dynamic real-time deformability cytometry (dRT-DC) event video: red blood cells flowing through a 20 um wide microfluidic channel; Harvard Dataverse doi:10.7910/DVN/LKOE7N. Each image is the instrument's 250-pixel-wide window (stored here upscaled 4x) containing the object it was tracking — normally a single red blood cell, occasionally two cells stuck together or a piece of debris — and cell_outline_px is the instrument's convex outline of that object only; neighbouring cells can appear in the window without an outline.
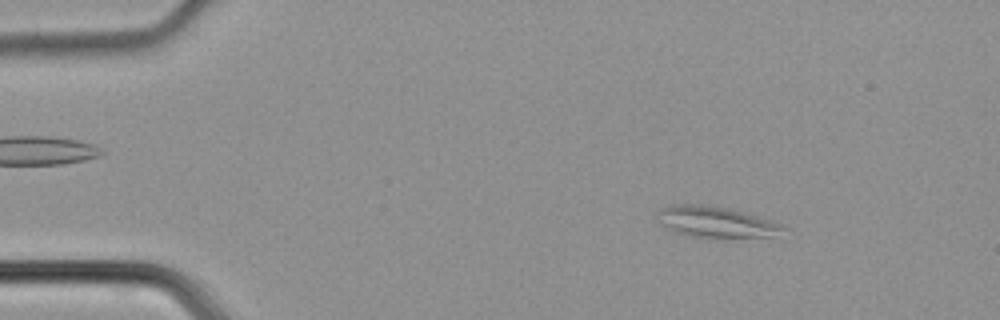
{"species": "common noctule bat (a hibernating species)", "species_latin": "Nyctalus noctula", "temperature_condition": "cold", "stored_images_in_passage": 47, "camera_frame_rate_fps": 3000, "um_per_image_px": 0.085, "animal": {"sex": "male", "body_mass_g": 21.5, "forearm_length_mm": 52.0}, "frame": {"image": 1, "passage_image": 7, "time_ms": 2.0, "image_size_px": [1000, 320], "cell_outline_px": [[784, 228], [772, 236], [696, 236], [672, 232], [660, 224], [656, 212], [660, 208], [672, 204], [692, 204], [724, 208], [744, 212], [780, 224]], "centroid_in_image_um": [60.7, 18.84], "position_along_channel_um": 24.3, "area_um2": 21.73}}
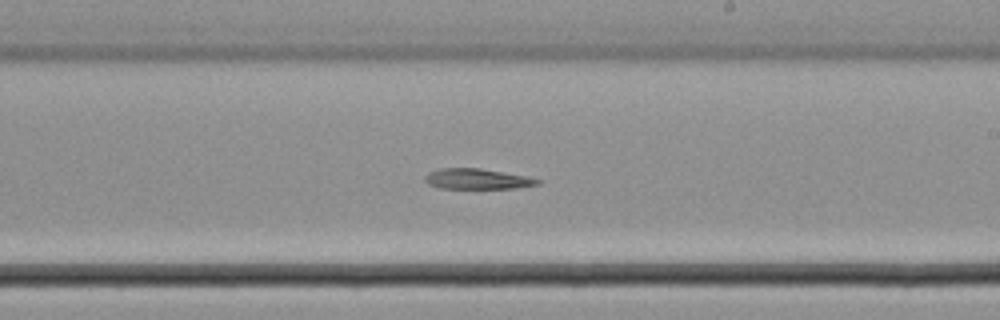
{"frame": {"image": 2, "passage_image": 28, "time_ms": 9.0, "image_size_px": [1000, 320], "cell_outline_px": [[544, 180], [540, 184], [516, 188], [440, 188], [428, 184], [424, 180], [424, 176], [428, 172], [440, 168], [480, 168], [524, 176]], "centroid_in_image_um": [40.54, 15.21], "position_along_channel_um": 248.5, "area_um2": 13.41}}
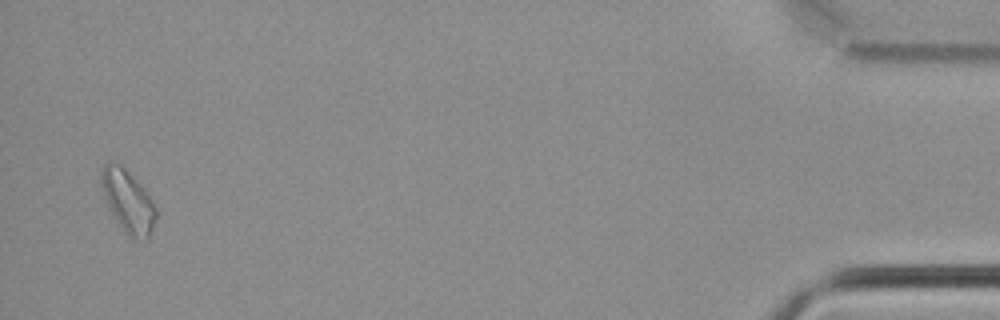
{"frame": {"image": 3, "passage_image": 46, "time_ms": 15.0, "image_size_px": [1000, 320], "cell_outline_px": [[156, 216], [148, 240], [128, 236], [124, 232], [108, 204], [100, 180], [100, 172], [104, 164], [120, 164], [144, 188], [152, 200], [156, 208]], "centroid_in_image_um": [10.9, 17.11], "position_along_channel_um": 424.3, "area_um2": 19.19}}